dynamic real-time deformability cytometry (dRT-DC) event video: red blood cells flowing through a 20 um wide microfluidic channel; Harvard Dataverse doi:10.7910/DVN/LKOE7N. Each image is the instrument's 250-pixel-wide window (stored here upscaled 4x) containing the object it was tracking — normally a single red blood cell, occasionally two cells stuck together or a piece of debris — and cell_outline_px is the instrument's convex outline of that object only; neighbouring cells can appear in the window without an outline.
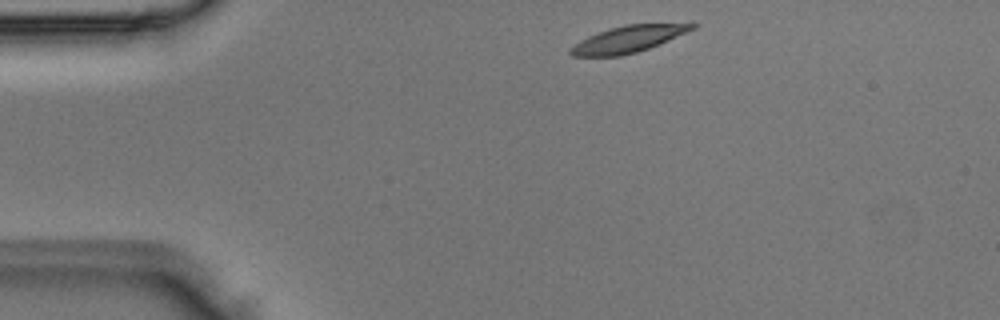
{"species": "Egyptian fruit bat (a non-hibernating species)", "species_latin": "Rousettus aegyptiacus", "temperature_condition": "room temperature", "stored_images_in_passage": 4, "camera_frame_rate_fps": 3000, "um_per_image_px": 0.085, "animal": {"sex": "male"}, "frame": {"image": 1, "passage_image": 1, "time_ms": 0.0, "image_size_px": [1000, 320], "cell_outline_px": [[700, 24], [696, 28], [648, 48], [636, 52], [620, 56], [572, 56], [568, 52], [580, 40], [588, 36], [608, 28], [624, 24]], "centroid_in_image_um": [53.36, 3.32], "position_along_channel_um": 31.6, "area_um2": 18.5}}
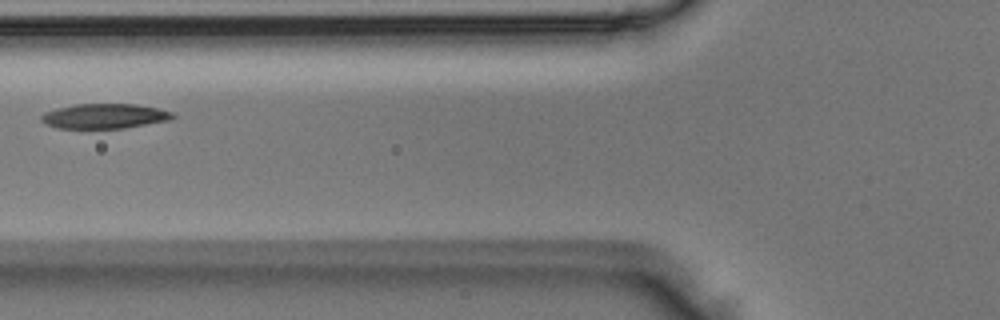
{"frame": {"image": 2, "passage_image": 3, "time_ms": 0.667, "image_size_px": [1000, 320], "cell_outline_px": [[176, 116], [172, 120], [124, 128], [56, 128], [44, 124], [40, 120], [40, 116], [44, 112], [56, 108], [76, 104], [136, 104], [160, 108], [172, 112]], "centroid_in_image_um": [8.89, 9.87], "position_along_channel_um": 116.9, "area_um2": 19.31}}